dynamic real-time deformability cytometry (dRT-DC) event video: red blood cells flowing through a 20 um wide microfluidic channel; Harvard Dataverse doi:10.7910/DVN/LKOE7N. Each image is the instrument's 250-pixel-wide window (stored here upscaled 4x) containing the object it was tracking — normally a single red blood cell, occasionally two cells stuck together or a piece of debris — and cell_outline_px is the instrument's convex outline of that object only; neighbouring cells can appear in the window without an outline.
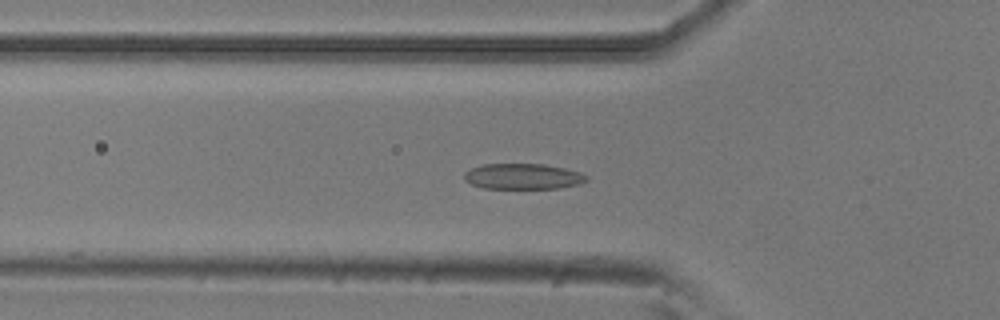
{"species": "common noctule bat (a hibernating species)", "species_latin": "Nyctalus noctula", "temperature_condition": "room temperature", "stored_images_in_passage": 45, "camera_frame_rate_fps": 3000, "um_per_image_px": 0.085, "animal": {"sex": "male", "body_mass_g": 20.5, "forearm_length_mm": 52.5}, "frame": {"image": 1, "passage_image": 9, "time_ms": 2.667, "image_size_px": [1000, 320], "cell_outline_px": [[588, 180], [580, 184], [560, 188], [484, 188], [472, 184], [464, 180], [464, 172], [472, 168], [484, 164], [544, 164], [564, 168], [580, 172], [588, 176]], "centroid_in_image_um": [44.47, 14.99], "position_along_channel_um": 81.3, "area_um2": 18.26}}
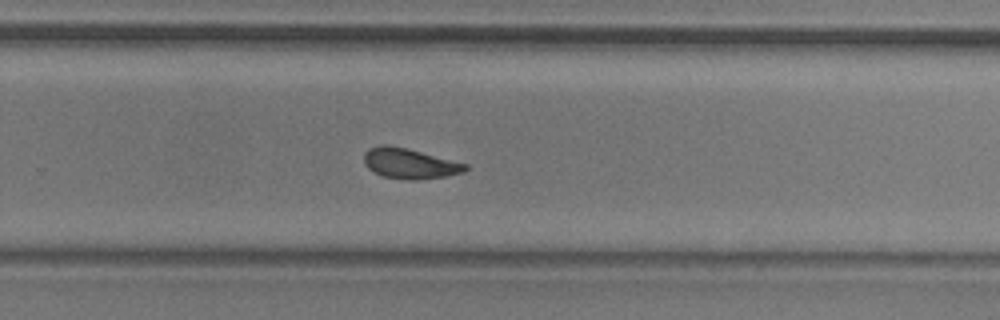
{"frame": {"image": 2, "passage_image": 26, "time_ms": 8.333, "image_size_px": [1000, 320], "cell_outline_px": [[468, 168], [464, 172], [448, 176], [416, 180], [408, 180], [384, 176], [368, 168], [364, 164], [364, 152], [368, 148], [380, 144], [388, 144], [408, 148], [468, 164]], "centroid_in_image_um": [34.82, 13.88], "position_along_channel_um": 295.0, "area_um2": 18.09}}
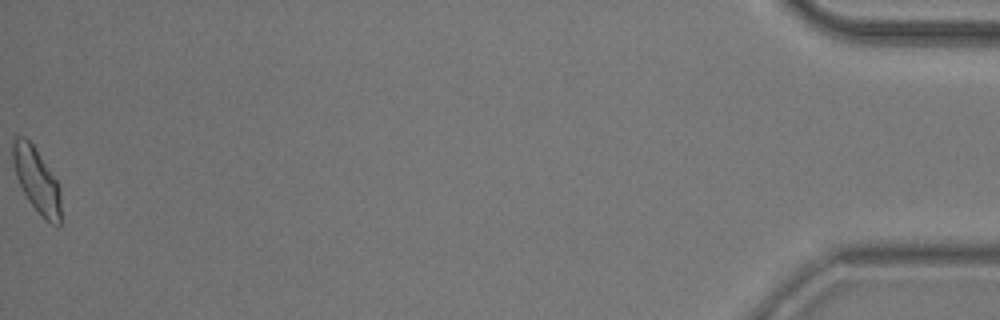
{"frame": {"image": 3, "passage_image": 45, "time_ms": 14.667, "image_size_px": [1000, 320], "cell_outline_px": [[60, 224], [52, 224], [28, 200], [16, 176], [12, 160], [12, 140], [16, 136], [24, 136], [32, 144], [56, 180], [60, 188]], "centroid_in_image_um": [3.09, 15.25], "position_along_channel_um": 432.1, "area_um2": 17.51}, "authors_computed_cell_mechanics": {"area_um2": 17.7446, "velocity_mm_per_s": 3.766, "shape_relaxation_time_tau1_ms": 3.7552, "shape_relaxation_time_tau2_ms": 1.7291, "deformation_change_tau1": 0.1171, "deformation_change_tau2": 0.0719}}